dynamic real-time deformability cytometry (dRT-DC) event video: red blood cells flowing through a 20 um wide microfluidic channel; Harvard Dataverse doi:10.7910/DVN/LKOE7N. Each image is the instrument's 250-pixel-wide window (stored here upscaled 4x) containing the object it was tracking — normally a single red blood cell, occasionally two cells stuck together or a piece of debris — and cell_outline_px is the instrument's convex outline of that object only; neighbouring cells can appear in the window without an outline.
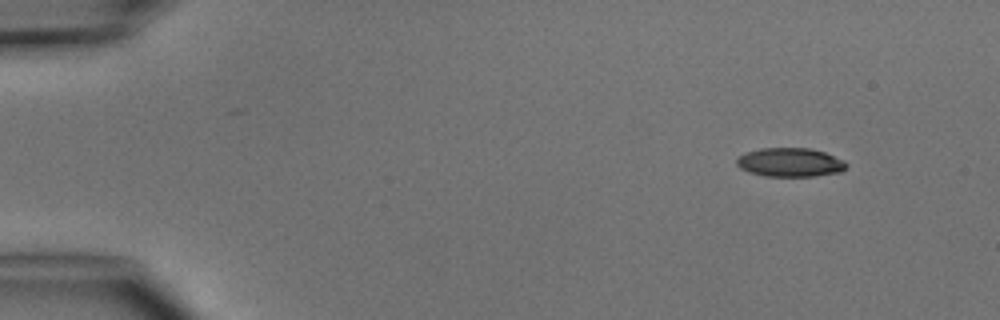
{"species": "common noctule bat (a hibernating species)", "species_latin": "Nyctalus noctula", "temperature_condition": "cold", "stored_images_in_passage": 4, "camera_frame_rate_fps": 3000, "um_per_image_px": 0.085, "animal": {"sex": "male", "body_mass_g": 15.6}, "frame": {"image": 1, "passage_image": 1, "time_ms": 0.0, "image_size_px": [1000, 320], "cell_outline_px": [[848, 164], [840, 172], [812, 176], [764, 176], [748, 172], [740, 168], [736, 164], [736, 160], [740, 156], [748, 152], [760, 148], [808, 148], [824, 152], [844, 160]], "centroid_in_image_um": [67.14, 13.8], "position_along_channel_um": 17.9, "area_um2": 18.32}}
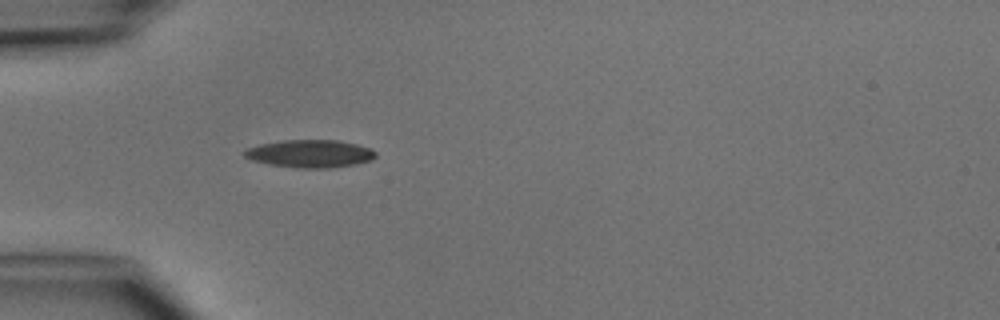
{"frame": {"image": 2, "passage_image": 4, "time_ms": 3.333, "image_size_px": [1000, 320], "cell_outline_px": [[376, 156], [372, 160], [356, 164], [328, 168], [296, 168], [268, 164], [252, 160], [244, 156], [244, 148], [260, 144], [284, 140], [340, 140], [372, 148], [376, 152]], "centroid_in_image_um": [26.36, 13.06], "position_along_channel_um": 58.6, "area_um2": 21.39}}